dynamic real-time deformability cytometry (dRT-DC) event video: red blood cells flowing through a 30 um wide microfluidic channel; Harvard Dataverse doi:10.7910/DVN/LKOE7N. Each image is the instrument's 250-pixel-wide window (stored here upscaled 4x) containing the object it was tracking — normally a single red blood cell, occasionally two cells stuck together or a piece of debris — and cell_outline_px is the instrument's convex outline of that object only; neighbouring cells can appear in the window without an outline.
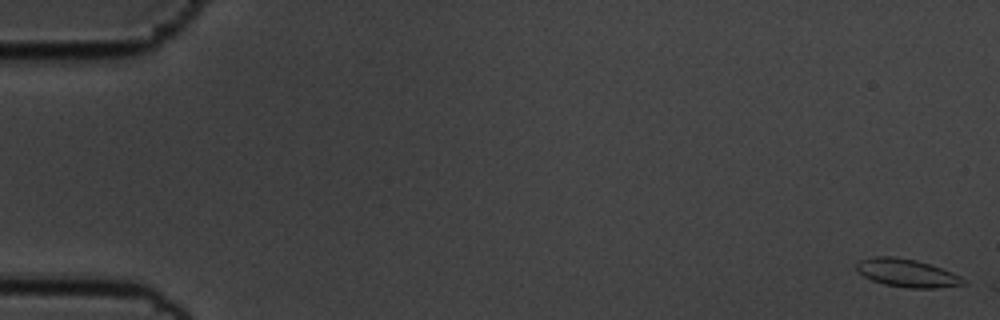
{"species": "common noctule bat (a hibernating species)", "species_latin": "Nyctalus noctula", "temperature_condition": "cold", "stored_images_in_passage": 8, "camera_frame_rate_fps": 3000, "um_per_image_px": 0.085, "animal": {"sex": "male", "body_mass_g": 19.5, "forearm_length_mm": 54.6}, "frame": {"image": 1, "passage_image": 1, "time_ms": 0.0, "image_size_px": [1000, 320], "cell_outline_px": [[968, 284], [936, 288], [908, 288], [884, 284], [872, 280], [856, 272], [856, 264], [860, 260], [872, 256], [892, 256], [916, 260], [952, 272], [960, 276]], "centroid_in_image_um": [77.06, 23.2], "position_along_channel_um": 7.9, "area_um2": 17.46}}